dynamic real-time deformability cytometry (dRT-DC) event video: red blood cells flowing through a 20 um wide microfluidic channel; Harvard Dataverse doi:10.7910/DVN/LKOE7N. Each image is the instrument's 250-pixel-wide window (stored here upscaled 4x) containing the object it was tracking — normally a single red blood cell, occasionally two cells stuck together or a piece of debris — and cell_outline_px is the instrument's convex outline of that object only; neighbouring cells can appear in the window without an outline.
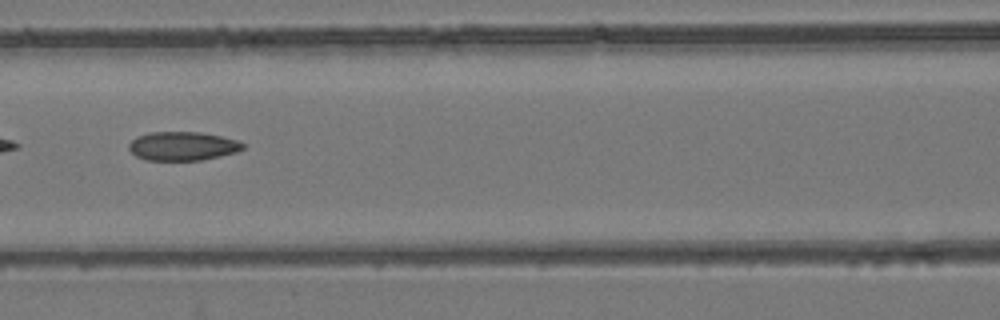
{"species": "common noctule bat (a hibernating species)", "species_latin": "Nyctalus noctula", "temperature_condition": "room temperature", "stored_images_in_passage": 6, "camera_frame_rate_fps": 3000, "um_per_image_px": 0.085, "animal": {"sex": "female", "body_mass_g": 24.6, "forearm_length_mm": 56.2}, "frame": {"image": 1, "passage_image": 6, "time_ms": 1.667, "image_size_px": [1000, 320], "cell_outline_px": [[244, 148], [236, 152], [220, 156], [200, 160], [144, 160], [136, 156], [128, 148], [128, 144], [136, 136], [148, 132], [200, 132], [220, 136], [236, 140], [244, 144]], "centroid_in_image_um": [15.48, 12.41], "position_along_channel_um": 151.1, "area_um2": 19.13}}